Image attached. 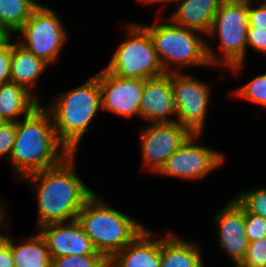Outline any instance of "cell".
I'll list each match as a JSON object with an SVG mask.
<instances>
[{
  "mask_svg": "<svg viewBox=\"0 0 266 267\" xmlns=\"http://www.w3.org/2000/svg\"><path fill=\"white\" fill-rule=\"evenodd\" d=\"M75 157L71 153L57 166L21 180L32 184L37 193V229L76 220L85 202L95 193L76 175Z\"/></svg>",
  "mask_w": 266,
  "mask_h": 267,
  "instance_id": "cell-1",
  "label": "cell"
},
{
  "mask_svg": "<svg viewBox=\"0 0 266 267\" xmlns=\"http://www.w3.org/2000/svg\"><path fill=\"white\" fill-rule=\"evenodd\" d=\"M69 154L70 151L58 140L51 115L42 103L16 122L9 162L18 180L57 166Z\"/></svg>",
  "mask_w": 266,
  "mask_h": 267,
  "instance_id": "cell-2",
  "label": "cell"
},
{
  "mask_svg": "<svg viewBox=\"0 0 266 267\" xmlns=\"http://www.w3.org/2000/svg\"><path fill=\"white\" fill-rule=\"evenodd\" d=\"M53 101L44 108L51 115L57 138L70 153H77L90 122L102 109L98 76L95 74L83 85L59 94Z\"/></svg>",
  "mask_w": 266,
  "mask_h": 267,
  "instance_id": "cell-3",
  "label": "cell"
},
{
  "mask_svg": "<svg viewBox=\"0 0 266 267\" xmlns=\"http://www.w3.org/2000/svg\"><path fill=\"white\" fill-rule=\"evenodd\" d=\"M107 205L94 193L85 202L76 220L96 251L110 260L146 227L120 210Z\"/></svg>",
  "mask_w": 266,
  "mask_h": 267,
  "instance_id": "cell-4",
  "label": "cell"
},
{
  "mask_svg": "<svg viewBox=\"0 0 266 267\" xmlns=\"http://www.w3.org/2000/svg\"><path fill=\"white\" fill-rule=\"evenodd\" d=\"M159 18L156 24L142 25L150 34L160 64L165 73L179 72L178 68L211 65L207 53V41L201 32L174 24L168 17ZM162 24H159L158 22ZM174 65V67H173ZM176 67V69H175Z\"/></svg>",
  "mask_w": 266,
  "mask_h": 267,
  "instance_id": "cell-5",
  "label": "cell"
},
{
  "mask_svg": "<svg viewBox=\"0 0 266 267\" xmlns=\"http://www.w3.org/2000/svg\"><path fill=\"white\" fill-rule=\"evenodd\" d=\"M248 4L239 1L223 0L207 34L218 37L222 57L216 54L207 43L210 64L228 66L233 73L242 69L247 51ZM214 36V37H213ZM212 49V50H211Z\"/></svg>",
  "mask_w": 266,
  "mask_h": 267,
  "instance_id": "cell-6",
  "label": "cell"
},
{
  "mask_svg": "<svg viewBox=\"0 0 266 267\" xmlns=\"http://www.w3.org/2000/svg\"><path fill=\"white\" fill-rule=\"evenodd\" d=\"M125 29L129 39L119 44L105 69L119 77L141 80L164 75L149 32L142 24Z\"/></svg>",
  "mask_w": 266,
  "mask_h": 267,
  "instance_id": "cell-7",
  "label": "cell"
},
{
  "mask_svg": "<svg viewBox=\"0 0 266 267\" xmlns=\"http://www.w3.org/2000/svg\"><path fill=\"white\" fill-rule=\"evenodd\" d=\"M63 25L54 10L40 3L16 32L22 35L21 41L17 43L51 65L59 58L60 51L69 39Z\"/></svg>",
  "mask_w": 266,
  "mask_h": 267,
  "instance_id": "cell-8",
  "label": "cell"
},
{
  "mask_svg": "<svg viewBox=\"0 0 266 267\" xmlns=\"http://www.w3.org/2000/svg\"><path fill=\"white\" fill-rule=\"evenodd\" d=\"M197 78L172 72V91L176 122L192 134H202L208 112L211 89Z\"/></svg>",
  "mask_w": 266,
  "mask_h": 267,
  "instance_id": "cell-9",
  "label": "cell"
},
{
  "mask_svg": "<svg viewBox=\"0 0 266 267\" xmlns=\"http://www.w3.org/2000/svg\"><path fill=\"white\" fill-rule=\"evenodd\" d=\"M199 136L192 134L157 173L184 180H200L219 168L224 163V154L195 142Z\"/></svg>",
  "mask_w": 266,
  "mask_h": 267,
  "instance_id": "cell-10",
  "label": "cell"
},
{
  "mask_svg": "<svg viewBox=\"0 0 266 267\" xmlns=\"http://www.w3.org/2000/svg\"><path fill=\"white\" fill-rule=\"evenodd\" d=\"M145 167L158 172L166 160L192 135L178 122L150 123L140 130Z\"/></svg>",
  "mask_w": 266,
  "mask_h": 267,
  "instance_id": "cell-11",
  "label": "cell"
},
{
  "mask_svg": "<svg viewBox=\"0 0 266 267\" xmlns=\"http://www.w3.org/2000/svg\"><path fill=\"white\" fill-rule=\"evenodd\" d=\"M96 75L100 85L102 110L125 118L140 117L143 80L119 77L105 68Z\"/></svg>",
  "mask_w": 266,
  "mask_h": 267,
  "instance_id": "cell-12",
  "label": "cell"
},
{
  "mask_svg": "<svg viewBox=\"0 0 266 267\" xmlns=\"http://www.w3.org/2000/svg\"><path fill=\"white\" fill-rule=\"evenodd\" d=\"M218 242L221 249L238 267L245 258L248 239L245 232V208L235 199L227 203L215 216Z\"/></svg>",
  "mask_w": 266,
  "mask_h": 267,
  "instance_id": "cell-13",
  "label": "cell"
},
{
  "mask_svg": "<svg viewBox=\"0 0 266 267\" xmlns=\"http://www.w3.org/2000/svg\"><path fill=\"white\" fill-rule=\"evenodd\" d=\"M38 230L45 239L51 259L68 255H103L96 251L77 220L49 224Z\"/></svg>",
  "mask_w": 266,
  "mask_h": 267,
  "instance_id": "cell-14",
  "label": "cell"
},
{
  "mask_svg": "<svg viewBox=\"0 0 266 267\" xmlns=\"http://www.w3.org/2000/svg\"><path fill=\"white\" fill-rule=\"evenodd\" d=\"M176 110L172 91V73L143 80L140 117L151 123H171L176 119Z\"/></svg>",
  "mask_w": 266,
  "mask_h": 267,
  "instance_id": "cell-15",
  "label": "cell"
},
{
  "mask_svg": "<svg viewBox=\"0 0 266 267\" xmlns=\"http://www.w3.org/2000/svg\"><path fill=\"white\" fill-rule=\"evenodd\" d=\"M154 236L150 228L144 229L109 262L114 267H161V237Z\"/></svg>",
  "mask_w": 266,
  "mask_h": 267,
  "instance_id": "cell-16",
  "label": "cell"
},
{
  "mask_svg": "<svg viewBox=\"0 0 266 267\" xmlns=\"http://www.w3.org/2000/svg\"><path fill=\"white\" fill-rule=\"evenodd\" d=\"M223 0H183L177 9L168 15L176 25L193 29L207 35Z\"/></svg>",
  "mask_w": 266,
  "mask_h": 267,
  "instance_id": "cell-17",
  "label": "cell"
},
{
  "mask_svg": "<svg viewBox=\"0 0 266 267\" xmlns=\"http://www.w3.org/2000/svg\"><path fill=\"white\" fill-rule=\"evenodd\" d=\"M48 65L43 59L28 52L19 43L12 42L10 82L24 87L37 100L40 98L31 91H34L36 81Z\"/></svg>",
  "mask_w": 266,
  "mask_h": 267,
  "instance_id": "cell-18",
  "label": "cell"
},
{
  "mask_svg": "<svg viewBox=\"0 0 266 267\" xmlns=\"http://www.w3.org/2000/svg\"><path fill=\"white\" fill-rule=\"evenodd\" d=\"M41 104L27 89L12 82L0 85V122H18Z\"/></svg>",
  "mask_w": 266,
  "mask_h": 267,
  "instance_id": "cell-19",
  "label": "cell"
},
{
  "mask_svg": "<svg viewBox=\"0 0 266 267\" xmlns=\"http://www.w3.org/2000/svg\"><path fill=\"white\" fill-rule=\"evenodd\" d=\"M200 246L176 234L161 237V267H204Z\"/></svg>",
  "mask_w": 266,
  "mask_h": 267,
  "instance_id": "cell-20",
  "label": "cell"
},
{
  "mask_svg": "<svg viewBox=\"0 0 266 267\" xmlns=\"http://www.w3.org/2000/svg\"><path fill=\"white\" fill-rule=\"evenodd\" d=\"M24 241L17 246L8 236L15 267H51L48 247L39 232Z\"/></svg>",
  "mask_w": 266,
  "mask_h": 267,
  "instance_id": "cell-21",
  "label": "cell"
},
{
  "mask_svg": "<svg viewBox=\"0 0 266 267\" xmlns=\"http://www.w3.org/2000/svg\"><path fill=\"white\" fill-rule=\"evenodd\" d=\"M39 5L37 0H0V26L8 35L16 34Z\"/></svg>",
  "mask_w": 266,
  "mask_h": 267,
  "instance_id": "cell-22",
  "label": "cell"
},
{
  "mask_svg": "<svg viewBox=\"0 0 266 267\" xmlns=\"http://www.w3.org/2000/svg\"><path fill=\"white\" fill-rule=\"evenodd\" d=\"M249 213L266 219V188L242 191L234 197Z\"/></svg>",
  "mask_w": 266,
  "mask_h": 267,
  "instance_id": "cell-23",
  "label": "cell"
},
{
  "mask_svg": "<svg viewBox=\"0 0 266 267\" xmlns=\"http://www.w3.org/2000/svg\"><path fill=\"white\" fill-rule=\"evenodd\" d=\"M235 95L266 107V73L257 75L249 83L247 82L235 91Z\"/></svg>",
  "mask_w": 266,
  "mask_h": 267,
  "instance_id": "cell-24",
  "label": "cell"
},
{
  "mask_svg": "<svg viewBox=\"0 0 266 267\" xmlns=\"http://www.w3.org/2000/svg\"><path fill=\"white\" fill-rule=\"evenodd\" d=\"M109 260L104 255H68L51 259V267H105Z\"/></svg>",
  "mask_w": 266,
  "mask_h": 267,
  "instance_id": "cell-25",
  "label": "cell"
},
{
  "mask_svg": "<svg viewBox=\"0 0 266 267\" xmlns=\"http://www.w3.org/2000/svg\"><path fill=\"white\" fill-rule=\"evenodd\" d=\"M238 267H266V237L249 242L245 258Z\"/></svg>",
  "mask_w": 266,
  "mask_h": 267,
  "instance_id": "cell-26",
  "label": "cell"
},
{
  "mask_svg": "<svg viewBox=\"0 0 266 267\" xmlns=\"http://www.w3.org/2000/svg\"><path fill=\"white\" fill-rule=\"evenodd\" d=\"M245 232L248 242L266 237V219L245 209Z\"/></svg>",
  "mask_w": 266,
  "mask_h": 267,
  "instance_id": "cell-27",
  "label": "cell"
},
{
  "mask_svg": "<svg viewBox=\"0 0 266 267\" xmlns=\"http://www.w3.org/2000/svg\"><path fill=\"white\" fill-rule=\"evenodd\" d=\"M12 35L0 42V85L10 82Z\"/></svg>",
  "mask_w": 266,
  "mask_h": 267,
  "instance_id": "cell-28",
  "label": "cell"
},
{
  "mask_svg": "<svg viewBox=\"0 0 266 267\" xmlns=\"http://www.w3.org/2000/svg\"><path fill=\"white\" fill-rule=\"evenodd\" d=\"M16 135V122H0V158L11 154Z\"/></svg>",
  "mask_w": 266,
  "mask_h": 267,
  "instance_id": "cell-29",
  "label": "cell"
},
{
  "mask_svg": "<svg viewBox=\"0 0 266 267\" xmlns=\"http://www.w3.org/2000/svg\"><path fill=\"white\" fill-rule=\"evenodd\" d=\"M257 4V7L248 4V28L266 30V3Z\"/></svg>",
  "mask_w": 266,
  "mask_h": 267,
  "instance_id": "cell-30",
  "label": "cell"
},
{
  "mask_svg": "<svg viewBox=\"0 0 266 267\" xmlns=\"http://www.w3.org/2000/svg\"><path fill=\"white\" fill-rule=\"evenodd\" d=\"M247 47H251L260 54L266 55V30L258 28H248Z\"/></svg>",
  "mask_w": 266,
  "mask_h": 267,
  "instance_id": "cell-31",
  "label": "cell"
},
{
  "mask_svg": "<svg viewBox=\"0 0 266 267\" xmlns=\"http://www.w3.org/2000/svg\"><path fill=\"white\" fill-rule=\"evenodd\" d=\"M0 267H15L8 235L0 233Z\"/></svg>",
  "mask_w": 266,
  "mask_h": 267,
  "instance_id": "cell-32",
  "label": "cell"
},
{
  "mask_svg": "<svg viewBox=\"0 0 266 267\" xmlns=\"http://www.w3.org/2000/svg\"><path fill=\"white\" fill-rule=\"evenodd\" d=\"M180 1H183V0H145L144 1V4H146V5H148V4H150V5H152V4H157V3H178V2H180Z\"/></svg>",
  "mask_w": 266,
  "mask_h": 267,
  "instance_id": "cell-33",
  "label": "cell"
},
{
  "mask_svg": "<svg viewBox=\"0 0 266 267\" xmlns=\"http://www.w3.org/2000/svg\"><path fill=\"white\" fill-rule=\"evenodd\" d=\"M8 34L5 32V30L0 26V42H2Z\"/></svg>",
  "mask_w": 266,
  "mask_h": 267,
  "instance_id": "cell-34",
  "label": "cell"
},
{
  "mask_svg": "<svg viewBox=\"0 0 266 267\" xmlns=\"http://www.w3.org/2000/svg\"><path fill=\"white\" fill-rule=\"evenodd\" d=\"M232 1H239V2H244V3H246V4H251V1L252 0H232ZM259 0H257V2H258ZM261 1V3H266V0H260Z\"/></svg>",
  "mask_w": 266,
  "mask_h": 267,
  "instance_id": "cell-35",
  "label": "cell"
},
{
  "mask_svg": "<svg viewBox=\"0 0 266 267\" xmlns=\"http://www.w3.org/2000/svg\"><path fill=\"white\" fill-rule=\"evenodd\" d=\"M105 267H114L110 262H108Z\"/></svg>",
  "mask_w": 266,
  "mask_h": 267,
  "instance_id": "cell-36",
  "label": "cell"
}]
</instances>
